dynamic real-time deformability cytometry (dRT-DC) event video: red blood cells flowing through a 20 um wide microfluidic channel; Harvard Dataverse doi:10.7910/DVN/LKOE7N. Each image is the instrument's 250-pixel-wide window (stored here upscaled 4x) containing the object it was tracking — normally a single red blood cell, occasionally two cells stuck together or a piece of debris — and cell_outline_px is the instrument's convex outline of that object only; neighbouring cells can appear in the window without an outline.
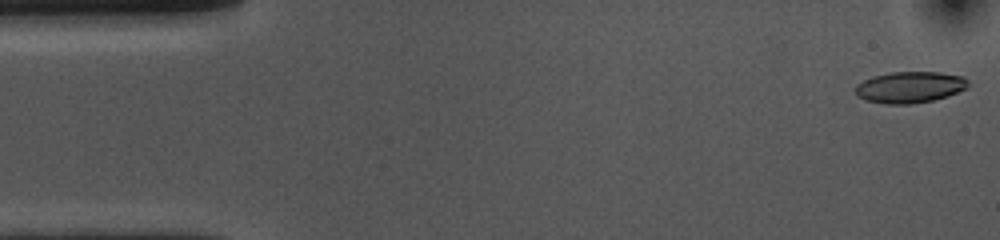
{"species": "common noctule bat (a hibernating species)", "species_latin": "Nyctalus noctula", "temperature_condition": "cold", "stored_images_in_passage": 53, "camera_frame_rate_fps": 3000, "um_per_image_px": 0.085, "animal": {"sex": "female", "body_mass_g": 10.0, "forearm_length_mm": 53.1}, "frame": {"image": 1, "passage_image": 1, "time_ms": 0.0, "image_size_px": [1000, 240], "cell_outline_px": [[968, 88], [948, 96], [932, 100], [912, 104], [884, 104], [864, 100], [856, 96], [856, 84], [872, 76], [892, 72], [940, 72], [964, 76], [968, 80]], "centroid_in_image_um": [77.34, 7.41], "position_along_channel_um": 7.7, "area_um2": 20.81}}
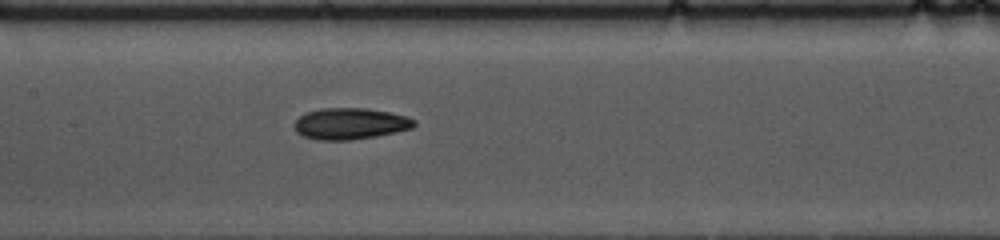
{"frame": {"image": 2, "passage_image": 24, "time_ms": 7.667, "image_size_px": [1000, 240], "cell_outline_px": [[416, 124], [412, 128], [396, 132], [376, 136], [352, 140], [316, 140], [304, 136], [296, 132], [296, 120], [300, 116], [308, 112], [320, 108], [368, 108], [408, 116], [416, 120]], "centroid_in_image_um": [29.8, 10.51], "position_along_channel_um": 177.6, "area_um2": 21.91}}
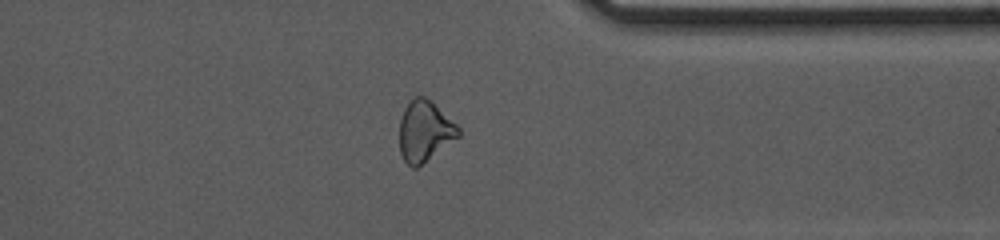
{"frame": {"image": 3, "passage_image": 41, "time_ms": 13.333, "image_size_px": [1000, 240], "cell_outline_px": [[460, 136], [416, 168], [412, 168], [404, 160], [400, 152], [400, 120], [404, 108], [412, 96], [424, 96], [456, 124], [460, 128]], "centroid_in_image_um": [36.08, 11.15], "position_along_channel_um": 375.3, "area_um2": 20.58}, "authors_computed_cell_mechanics": {"area_um2": 21.2126, "velocity_mm_per_s": 3.6509, "shape_relaxation_time_tau1_ms": 6.1047, "shape_relaxation_time_tau2_ms": 5.6096, "deformation_change_tau1": 0.1394, "deformation_change_tau2": 0.1262}}